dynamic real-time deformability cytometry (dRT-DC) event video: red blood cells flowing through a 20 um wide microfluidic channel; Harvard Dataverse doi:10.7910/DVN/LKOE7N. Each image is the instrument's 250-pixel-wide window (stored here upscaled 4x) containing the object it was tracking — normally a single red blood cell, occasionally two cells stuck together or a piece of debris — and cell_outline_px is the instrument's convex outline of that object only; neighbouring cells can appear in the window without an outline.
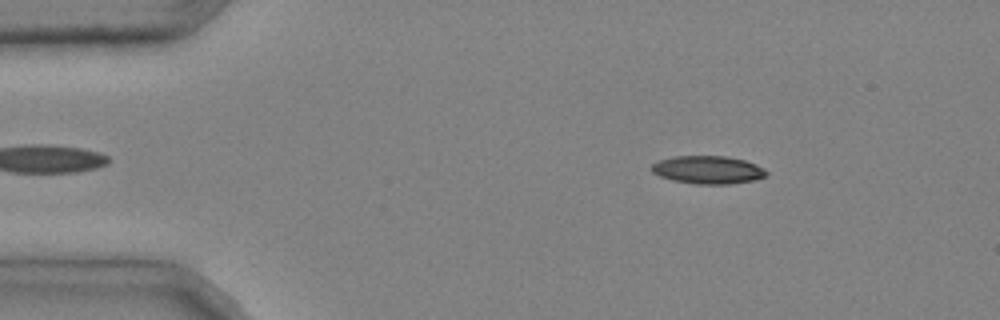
{"species": "common noctule bat (a hibernating species)", "species_latin": "Nyctalus noctula", "temperature_condition": "cold", "stored_images_in_passage": 6, "camera_frame_rate_fps": 3000, "um_per_image_px": 0.085, "animal": {"sex": "male", "body_mass_g": 20.4}, "frame": {"image": 1, "passage_image": 1, "time_ms": 0.0, "image_size_px": [1000, 320], "cell_outline_px": [[768, 172], [764, 176], [756, 180], [728, 184], [696, 184], [672, 180], [660, 176], [652, 172], [648, 168], [656, 160], [672, 156], [724, 156], [744, 160], [756, 164], [764, 168]], "centroid_in_image_um": [60.12, 14.43], "position_along_channel_um": 24.9, "area_um2": 18.9}}
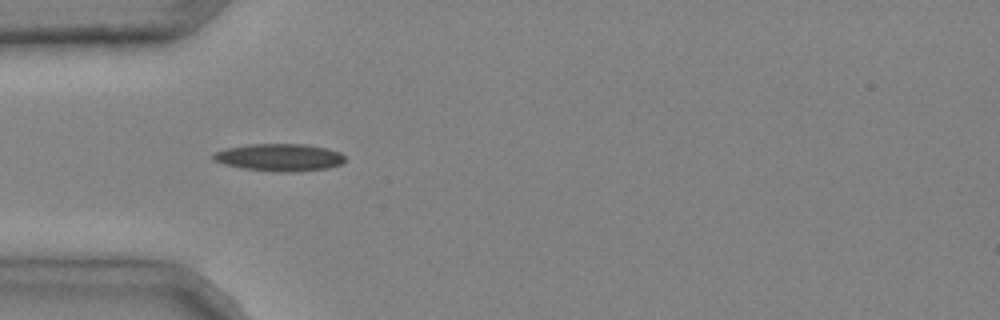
{"frame": {"image": 2, "passage_image": 3, "time_ms": 0.667, "image_size_px": [1000, 320], "cell_outline_px": [[344, 160], [340, 164], [328, 168], [292, 172], [276, 172], [244, 168], [224, 164], [212, 160], [212, 156], [216, 152], [228, 148], [248, 144], [304, 144], [324, 148], [340, 152], [344, 156]], "centroid_in_image_um": [23.74, 13.38], "position_along_channel_um": 61.3, "area_um2": 20.81}}
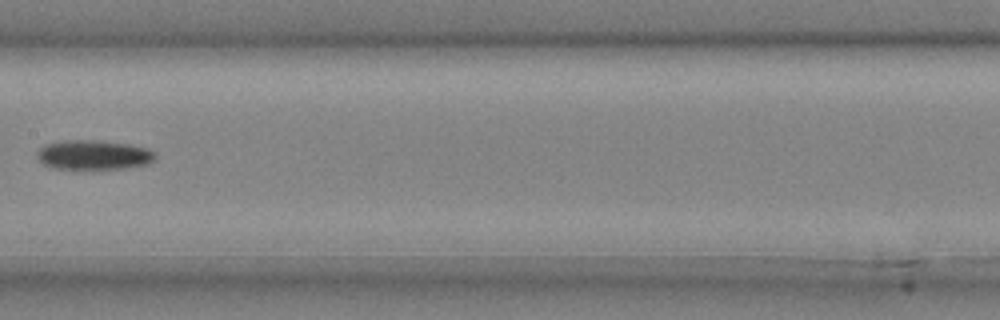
{"frame": {"image": 3, "passage_image": 6, "time_ms": 1.667, "image_size_px": [1000, 320], "cell_outline_px": [[156, 156], [148, 164], [120, 168], [56, 168], [44, 164], [36, 156], [36, 152], [44, 144], [64, 140], [96, 140], [128, 144], [148, 148], [156, 152]], "centroid_in_image_um": [7.95, 13.14], "position_along_channel_um": 199.4, "area_um2": 20.11}}